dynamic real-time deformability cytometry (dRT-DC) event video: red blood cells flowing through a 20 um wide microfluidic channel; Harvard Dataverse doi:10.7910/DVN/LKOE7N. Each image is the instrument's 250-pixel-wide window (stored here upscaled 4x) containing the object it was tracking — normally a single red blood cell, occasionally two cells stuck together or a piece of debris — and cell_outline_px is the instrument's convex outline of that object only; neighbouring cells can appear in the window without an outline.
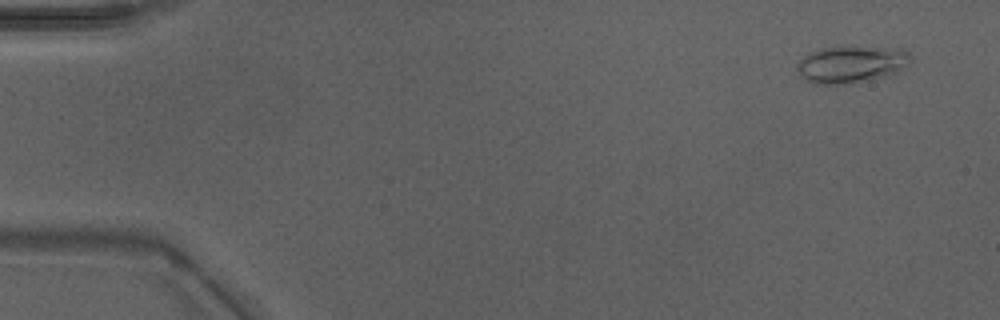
{"species": "Egyptian fruit bat (a non-hibernating species)", "species_latin": "Rousettus aegyptiacus", "temperature_condition": "warm", "stored_images_in_passage": 46, "camera_frame_rate_fps": 3000, "um_per_image_px": 0.085, "animal": {"sex": "male"}, "frame": {"image": 1, "passage_image": 1, "time_ms": 0.0, "image_size_px": [1000, 320], "cell_outline_px": [[912, 60], [908, 64], [896, 72], [884, 76], [844, 84], [820, 84], [808, 80], [800, 76], [796, 68], [796, 64], [804, 56], [820, 48], [856, 44], [904, 48], [908, 52]], "centroid_in_image_um": [72.39, 5.4], "position_along_channel_um": 12.6, "area_um2": 25.03}}
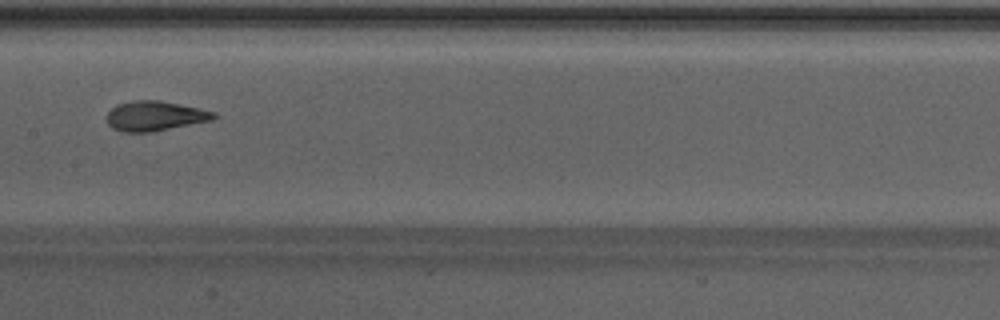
{"frame": {"image": 2, "passage_image": 23, "time_ms": 7.333, "image_size_px": [1000, 320], "cell_outline_px": [[216, 116], [212, 120], [148, 132], [120, 132], [112, 128], [108, 124], [108, 112], [116, 104], [132, 100], [160, 100], [200, 108], [216, 112]], "centroid_in_image_um": [13.15, 9.84], "position_along_channel_um": 194.3, "area_um2": 18.5}}
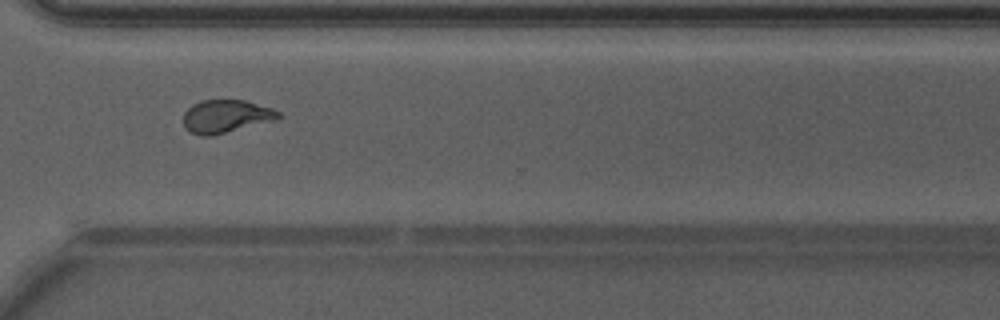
{"frame": {"image": 3, "passage_image": 34, "time_ms": 11.0, "image_size_px": [1000, 320], "cell_outline_px": [[284, 116], [276, 120], [212, 136], [200, 136], [184, 128], [184, 112], [192, 104], [204, 100], [244, 100], [272, 108], [280, 112]], "centroid_in_image_um": [19.23, 9.89], "position_along_channel_um": 351.4, "area_um2": 18.38}, "authors_computed_cell_mechanics": {"area_um2": 18.7272, "velocity_mm_per_s": 4.2947, "shape_relaxation_time_tau1_ms": 3.8238, "shape_relaxation_time_tau2_ms": 1.1891, "deformation_change_tau1": 0.1566, "deformation_change_tau2": 0.0763}}